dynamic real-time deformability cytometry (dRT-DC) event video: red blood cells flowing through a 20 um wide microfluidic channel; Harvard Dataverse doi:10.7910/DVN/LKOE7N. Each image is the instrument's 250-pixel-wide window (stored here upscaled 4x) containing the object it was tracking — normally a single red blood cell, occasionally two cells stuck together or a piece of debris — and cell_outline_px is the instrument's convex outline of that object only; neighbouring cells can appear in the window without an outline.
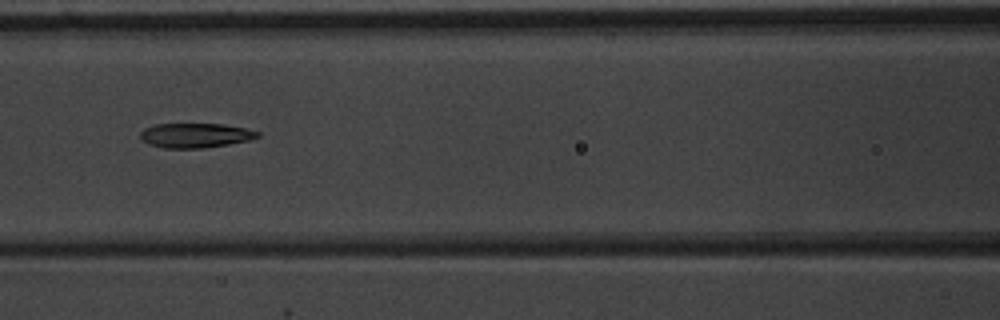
{"species": "common noctule bat (a hibernating species)", "species_latin": "Nyctalus noctula", "temperature_condition": "warm", "stored_images_in_passage": 5, "camera_frame_rate_fps": 3000, "um_per_image_px": 0.085, "animal": {"sex": "male", "body_mass_g": 20.1, "forearm_length_mm": 53.5}, "frame": {"image": 1, "passage_image": 5, "time_ms": 4.667, "image_size_px": [1000, 320], "cell_outline_px": [[260, 136], [248, 140], [228, 144], [204, 148], [164, 148], [148, 144], [140, 136], [140, 132], [144, 128], [156, 124], [224, 124], [244, 128], [260, 132]], "centroid_in_image_um": [16.6, 11.51], "position_along_channel_um": 150.0, "area_um2": 16.7}}